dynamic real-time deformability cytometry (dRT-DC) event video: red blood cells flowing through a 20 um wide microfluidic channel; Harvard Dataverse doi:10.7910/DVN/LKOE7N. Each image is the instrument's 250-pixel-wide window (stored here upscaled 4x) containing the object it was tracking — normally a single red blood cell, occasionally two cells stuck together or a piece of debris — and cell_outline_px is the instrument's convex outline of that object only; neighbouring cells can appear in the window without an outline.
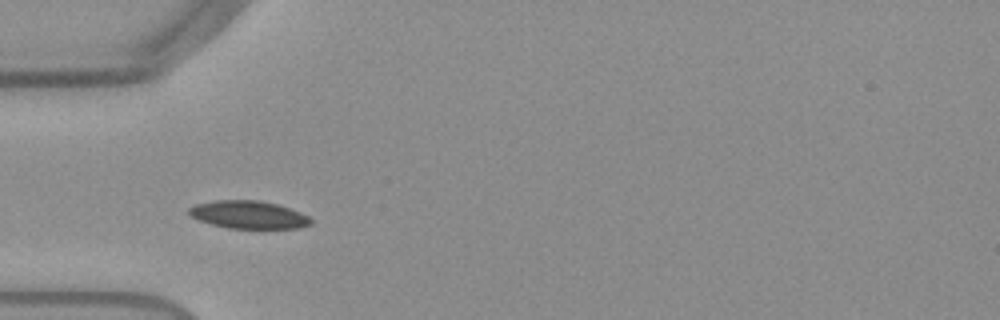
{"species": "Egyptian fruit bat (a non-hibernating species)", "species_latin": "Rousettus aegyptiacus", "temperature_condition": "warm", "stored_images_in_passage": 34, "camera_frame_rate_fps": 3000, "um_per_image_px": 0.085, "frame": {"image": 1, "passage_image": 4, "time_ms": 1.0, "image_size_px": [1000, 320], "cell_outline_px": [[312, 224], [300, 228], [228, 228], [212, 224], [200, 220], [192, 216], [188, 212], [188, 208], [196, 204], [216, 200], [260, 200], [276, 204], [300, 212], [308, 216], [312, 220]], "centroid_in_image_um": [21.14, 18.25], "position_along_channel_um": 63.9, "area_um2": 19.59}}
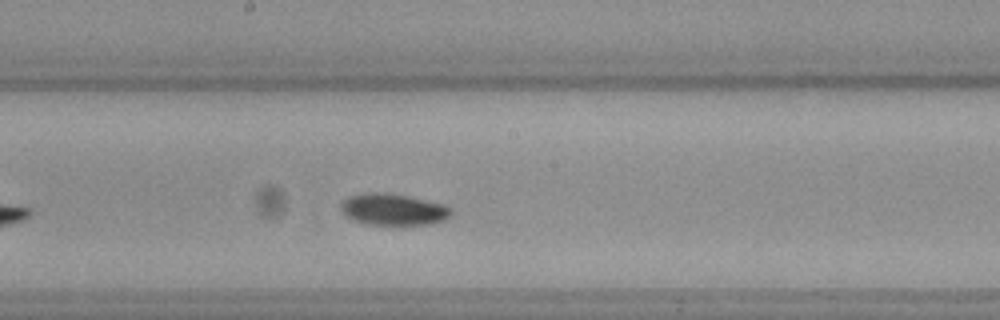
{"frame": {"image": 2, "passage_image": 16, "time_ms": 5.0, "image_size_px": [1000, 320], "cell_outline_px": [[452, 212], [444, 220], [432, 224], [364, 224], [352, 220], [340, 208], [340, 204], [348, 196], [368, 192], [384, 192], [408, 196], [444, 204], [452, 208]], "centroid_in_image_um": [33.42, 17.79], "position_along_channel_um": 214.8, "area_um2": 20.23}}
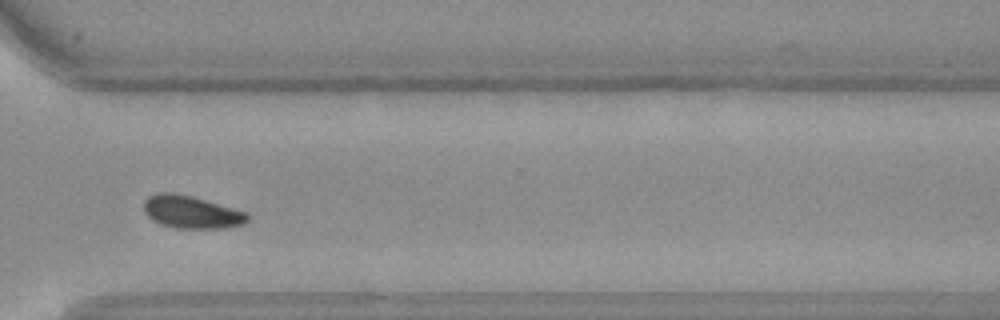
{"frame": {"image": 3, "passage_image": 27, "time_ms": 8.667, "image_size_px": [1000, 320], "cell_outline_px": [[248, 220], [244, 224], [224, 228], [176, 228], [160, 224], [152, 220], [144, 212], [144, 200], [148, 196], [160, 192], [172, 192], [192, 196], [248, 212]], "centroid_in_image_um": [16.26, 18.02], "position_along_channel_um": 354.3, "area_um2": 19.83}, "authors_computed_cell_mechanics": {"area_um2": 19.7676, "velocity_mm_per_s": 3.8044, "shape_relaxation_time_tau1_ms": 2.0156, "shape_relaxation_time_tau2_ms": 8.811, "deformation_change_tau1": 0.0761, "deformation_change_tau2": 0.1101}}